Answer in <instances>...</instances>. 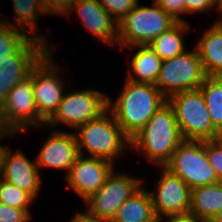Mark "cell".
<instances>
[{"label": "cell", "instance_id": "obj_1", "mask_svg": "<svg viewBox=\"0 0 222 222\" xmlns=\"http://www.w3.org/2000/svg\"><path fill=\"white\" fill-rule=\"evenodd\" d=\"M125 82L126 84L115 102L112 103V100L108 98V110L123 132L131 139L167 102V98L154 84L136 83L128 79Z\"/></svg>", "mask_w": 222, "mask_h": 222}, {"label": "cell", "instance_id": "obj_2", "mask_svg": "<svg viewBox=\"0 0 222 222\" xmlns=\"http://www.w3.org/2000/svg\"><path fill=\"white\" fill-rule=\"evenodd\" d=\"M183 141L173 108L167 101L131 138L130 147L141 150L151 163L156 162L162 168Z\"/></svg>", "mask_w": 222, "mask_h": 222}, {"label": "cell", "instance_id": "obj_3", "mask_svg": "<svg viewBox=\"0 0 222 222\" xmlns=\"http://www.w3.org/2000/svg\"><path fill=\"white\" fill-rule=\"evenodd\" d=\"M76 132L74 134L79 155L84 156L82 149L85 148L90 157L102 158L113 164L115 157L131 144V139L123 132L108 109L99 117L77 127Z\"/></svg>", "mask_w": 222, "mask_h": 222}, {"label": "cell", "instance_id": "obj_4", "mask_svg": "<svg viewBox=\"0 0 222 222\" xmlns=\"http://www.w3.org/2000/svg\"><path fill=\"white\" fill-rule=\"evenodd\" d=\"M172 106L184 140L207 141L221 138L213 126L200 89L182 91L167 99Z\"/></svg>", "mask_w": 222, "mask_h": 222}, {"label": "cell", "instance_id": "obj_5", "mask_svg": "<svg viewBox=\"0 0 222 222\" xmlns=\"http://www.w3.org/2000/svg\"><path fill=\"white\" fill-rule=\"evenodd\" d=\"M153 4V7L140 6L138 2L118 23V45H149L158 35L177 22L154 0Z\"/></svg>", "mask_w": 222, "mask_h": 222}, {"label": "cell", "instance_id": "obj_6", "mask_svg": "<svg viewBox=\"0 0 222 222\" xmlns=\"http://www.w3.org/2000/svg\"><path fill=\"white\" fill-rule=\"evenodd\" d=\"M163 167L180 177L191 190L221 182L208 162L206 141L184 140Z\"/></svg>", "mask_w": 222, "mask_h": 222}, {"label": "cell", "instance_id": "obj_7", "mask_svg": "<svg viewBox=\"0 0 222 222\" xmlns=\"http://www.w3.org/2000/svg\"><path fill=\"white\" fill-rule=\"evenodd\" d=\"M33 94V68L28 76L17 83L0 106V128L19 133L29 127L43 126Z\"/></svg>", "mask_w": 222, "mask_h": 222}, {"label": "cell", "instance_id": "obj_8", "mask_svg": "<svg viewBox=\"0 0 222 222\" xmlns=\"http://www.w3.org/2000/svg\"><path fill=\"white\" fill-rule=\"evenodd\" d=\"M206 74L196 48L164 60L155 86L168 99L182 92L199 89Z\"/></svg>", "mask_w": 222, "mask_h": 222}, {"label": "cell", "instance_id": "obj_9", "mask_svg": "<svg viewBox=\"0 0 222 222\" xmlns=\"http://www.w3.org/2000/svg\"><path fill=\"white\" fill-rule=\"evenodd\" d=\"M108 109V96L98 90L86 89L63 95L58 110L46 122L56 126L63 123L73 129L99 117Z\"/></svg>", "mask_w": 222, "mask_h": 222}, {"label": "cell", "instance_id": "obj_10", "mask_svg": "<svg viewBox=\"0 0 222 222\" xmlns=\"http://www.w3.org/2000/svg\"><path fill=\"white\" fill-rule=\"evenodd\" d=\"M44 36H32L14 55L0 57V106L8 92L29 75L50 50Z\"/></svg>", "mask_w": 222, "mask_h": 222}, {"label": "cell", "instance_id": "obj_11", "mask_svg": "<svg viewBox=\"0 0 222 222\" xmlns=\"http://www.w3.org/2000/svg\"><path fill=\"white\" fill-rule=\"evenodd\" d=\"M142 185L140 179L113 170L103 186L84 202L100 220L110 222L121 205Z\"/></svg>", "mask_w": 222, "mask_h": 222}, {"label": "cell", "instance_id": "obj_12", "mask_svg": "<svg viewBox=\"0 0 222 222\" xmlns=\"http://www.w3.org/2000/svg\"><path fill=\"white\" fill-rule=\"evenodd\" d=\"M49 50L33 67V94L39 116L47 122L58 110L63 98L64 82L60 81L57 64ZM51 52V53H50Z\"/></svg>", "mask_w": 222, "mask_h": 222}, {"label": "cell", "instance_id": "obj_13", "mask_svg": "<svg viewBox=\"0 0 222 222\" xmlns=\"http://www.w3.org/2000/svg\"><path fill=\"white\" fill-rule=\"evenodd\" d=\"M153 211L159 222L172 214H184L190 211L191 189L178 176L163 167L161 178L155 192H151Z\"/></svg>", "mask_w": 222, "mask_h": 222}, {"label": "cell", "instance_id": "obj_14", "mask_svg": "<svg viewBox=\"0 0 222 222\" xmlns=\"http://www.w3.org/2000/svg\"><path fill=\"white\" fill-rule=\"evenodd\" d=\"M113 170L114 164L108 160L79 155L66 174V180L85 201L103 186Z\"/></svg>", "mask_w": 222, "mask_h": 222}, {"label": "cell", "instance_id": "obj_15", "mask_svg": "<svg viewBox=\"0 0 222 222\" xmlns=\"http://www.w3.org/2000/svg\"><path fill=\"white\" fill-rule=\"evenodd\" d=\"M82 24L98 40L110 45L118 44V22L99 4L98 0H75L71 4Z\"/></svg>", "mask_w": 222, "mask_h": 222}, {"label": "cell", "instance_id": "obj_16", "mask_svg": "<svg viewBox=\"0 0 222 222\" xmlns=\"http://www.w3.org/2000/svg\"><path fill=\"white\" fill-rule=\"evenodd\" d=\"M9 149L7 147L3 155L0 177L36 198L41 186L36 160L29 161L21 151L12 154Z\"/></svg>", "mask_w": 222, "mask_h": 222}, {"label": "cell", "instance_id": "obj_17", "mask_svg": "<svg viewBox=\"0 0 222 222\" xmlns=\"http://www.w3.org/2000/svg\"><path fill=\"white\" fill-rule=\"evenodd\" d=\"M50 135L51 137L44 143L36 158L38 169L51 167L66 170L68 174L79 156L75 134L53 131Z\"/></svg>", "mask_w": 222, "mask_h": 222}, {"label": "cell", "instance_id": "obj_18", "mask_svg": "<svg viewBox=\"0 0 222 222\" xmlns=\"http://www.w3.org/2000/svg\"><path fill=\"white\" fill-rule=\"evenodd\" d=\"M206 76L222 77V25L217 21L195 46Z\"/></svg>", "mask_w": 222, "mask_h": 222}, {"label": "cell", "instance_id": "obj_19", "mask_svg": "<svg viewBox=\"0 0 222 222\" xmlns=\"http://www.w3.org/2000/svg\"><path fill=\"white\" fill-rule=\"evenodd\" d=\"M110 222H159L153 211L150 192L141 186L124 201Z\"/></svg>", "mask_w": 222, "mask_h": 222}, {"label": "cell", "instance_id": "obj_20", "mask_svg": "<svg viewBox=\"0 0 222 222\" xmlns=\"http://www.w3.org/2000/svg\"><path fill=\"white\" fill-rule=\"evenodd\" d=\"M222 210V181L191 190L190 213L210 222Z\"/></svg>", "mask_w": 222, "mask_h": 222}, {"label": "cell", "instance_id": "obj_21", "mask_svg": "<svg viewBox=\"0 0 222 222\" xmlns=\"http://www.w3.org/2000/svg\"><path fill=\"white\" fill-rule=\"evenodd\" d=\"M139 47L131 60V70L127 79L136 83L156 84L162 66V60L149 45L130 46L129 49ZM135 74V75H134ZM138 78H135V77Z\"/></svg>", "mask_w": 222, "mask_h": 222}, {"label": "cell", "instance_id": "obj_22", "mask_svg": "<svg viewBox=\"0 0 222 222\" xmlns=\"http://www.w3.org/2000/svg\"><path fill=\"white\" fill-rule=\"evenodd\" d=\"M188 27L189 25L186 21L176 22L168 30L158 35L149 44V47L162 61L184 53L186 50L181 34L187 32L186 30H188Z\"/></svg>", "mask_w": 222, "mask_h": 222}, {"label": "cell", "instance_id": "obj_23", "mask_svg": "<svg viewBox=\"0 0 222 222\" xmlns=\"http://www.w3.org/2000/svg\"><path fill=\"white\" fill-rule=\"evenodd\" d=\"M199 89L204 96L211 122L222 135V77L206 76Z\"/></svg>", "mask_w": 222, "mask_h": 222}, {"label": "cell", "instance_id": "obj_24", "mask_svg": "<svg viewBox=\"0 0 222 222\" xmlns=\"http://www.w3.org/2000/svg\"><path fill=\"white\" fill-rule=\"evenodd\" d=\"M13 8L15 20L18 22L17 29L19 30L20 26V30L22 29L21 31L27 36L30 32L38 30L37 16L47 14L41 0H13Z\"/></svg>", "mask_w": 222, "mask_h": 222}, {"label": "cell", "instance_id": "obj_25", "mask_svg": "<svg viewBox=\"0 0 222 222\" xmlns=\"http://www.w3.org/2000/svg\"><path fill=\"white\" fill-rule=\"evenodd\" d=\"M30 38L3 19L0 21V57L14 55Z\"/></svg>", "mask_w": 222, "mask_h": 222}, {"label": "cell", "instance_id": "obj_26", "mask_svg": "<svg viewBox=\"0 0 222 222\" xmlns=\"http://www.w3.org/2000/svg\"><path fill=\"white\" fill-rule=\"evenodd\" d=\"M34 199L27 191L19 189L0 177V203L30 212L28 206Z\"/></svg>", "mask_w": 222, "mask_h": 222}, {"label": "cell", "instance_id": "obj_27", "mask_svg": "<svg viewBox=\"0 0 222 222\" xmlns=\"http://www.w3.org/2000/svg\"><path fill=\"white\" fill-rule=\"evenodd\" d=\"M99 4L109 13L118 23L130 13L138 0H98Z\"/></svg>", "mask_w": 222, "mask_h": 222}, {"label": "cell", "instance_id": "obj_28", "mask_svg": "<svg viewBox=\"0 0 222 222\" xmlns=\"http://www.w3.org/2000/svg\"><path fill=\"white\" fill-rule=\"evenodd\" d=\"M206 152L210 166L222 181V137L206 141Z\"/></svg>", "mask_w": 222, "mask_h": 222}, {"label": "cell", "instance_id": "obj_29", "mask_svg": "<svg viewBox=\"0 0 222 222\" xmlns=\"http://www.w3.org/2000/svg\"><path fill=\"white\" fill-rule=\"evenodd\" d=\"M30 212L0 203V222H29Z\"/></svg>", "mask_w": 222, "mask_h": 222}, {"label": "cell", "instance_id": "obj_30", "mask_svg": "<svg viewBox=\"0 0 222 222\" xmlns=\"http://www.w3.org/2000/svg\"><path fill=\"white\" fill-rule=\"evenodd\" d=\"M175 21L184 22L180 14L186 13L185 0H154Z\"/></svg>", "mask_w": 222, "mask_h": 222}, {"label": "cell", "instance_id": "obj_31", "mask_svg": "<svg viewBox=\"0 0 222 222\" xmlns=\"http://www.w3.org/2000/svg\"><path fill=\"white\" fill-rule=\"evenodd\" d=\"M75 0H41L44 10L47 14H64L70 11L71 4Z\"/></svg>", "mask_w": 222, "mask_h": 222}, {"label": "cell", "instance_id": "obj_32", "mask_svg": "<svg viewBox=\"0 0 222 222\" xmlns=\"http://www.w3.org/2000/svg\"><path fill=\"white\" fill-rule=\"evenodd\" d=\"M186 13H203L216 7V0H185Z\"/></svg>", "mask_w": 222, "mask_h": 222}, {"label": "cell", "instance_id": "obj_33", "mask_svg": "<svg viewBox=\"0 0 222 222\" xmlns=\"http://www.w3.org/2000/svg\"><path fill=\"white\" fill-rule=\"evenodd\" d=\"M167 222H208L204 219L198 218L193 213L187 212L184 214H172L166 216Z\"/></svg>", "mask_w": 222, "mask_h": 222}, {"label": "cell", "instance_id": "obj_34", "mask_svg": "<svg viewBox=\"0 0 222 222\" xmlns=\"http://www.w3.org/2000/svg\"><path fill=\"white\" fill-rule=\"evenodd\" d=\"M71 222H104L88 209L84 213H78L73 217Z\"/></svg>", "mask_w": 222, "mask_h": 222}, {"label": "cell", "instance_id": "obj_35", "mask_svg": "<svg viewBox=\"0 0 222 222\" xmlns=\"http://www.w3.org/2000/svg\"><path fill=\"white\" fill-rule=\"evenodd\" d=\"M9 134L13 135V134H16V133H14L12 131H9V130H5L3 128H0V138H2L3 136L5 137ZM6 148H7L6 146L0 145V175H1L3 155H4V152H5Z\"/></svg>", "mask_w": 222, "mask_h": 222}, {"label": "cell", "instance_id": "obj_36", "mask_svg": "<svg viewBox=\"0 0 222 222\" xmlns=\"http://www.w3.org/2000/svg\"><path fill=\"white\" fill-rule=\"evenodd\" d=\"M210 222H222V210H220Z\"/></svg>", "mask_w": 222, "mask_h": 222}, {"label": "cell", "instance_id": "obj_37", "mask_svg": "<svg viewBox=\"0 0 222 222\" xmlns=\"http://www.w3.org/2000/svg\"><path fill=\"white\" fill-rule=\"evenodd\" d=\"M216 7L222 12V0H216Z\"/></svg>", "mask_w": 222, "mask_h": 222}]
</instances>
